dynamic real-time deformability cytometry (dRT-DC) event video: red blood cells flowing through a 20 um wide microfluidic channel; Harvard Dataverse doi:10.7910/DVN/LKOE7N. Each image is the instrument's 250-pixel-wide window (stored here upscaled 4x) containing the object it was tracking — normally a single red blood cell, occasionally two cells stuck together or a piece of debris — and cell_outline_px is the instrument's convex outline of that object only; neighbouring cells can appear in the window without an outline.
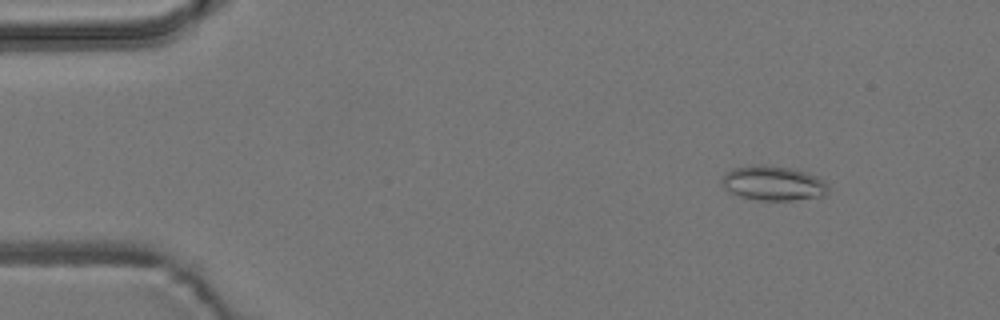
{"species": "common noctule bat (a hibernating species)", "species_latin": "Nyctalus noctula", "temperature_condition": "room temperature", "stored_images_in_passage": 6, "camera_frame_rate_fps": 3000, "um_per_image_px": 0.085, "animal": {"sex": "male", "body_mass_g": 19.2, "forearm_length_mm": 51.8}, "frame": {"image": 1, "passage_image": 2, "time_ms": 1.333, "image_size_px": [1000, 320], "cell_outline_px": [[828, 192], [824, 196], [792, 200], [760, 200], [740, 196], [724, 188], [720, 180], [732, 168], [752, 164], [764, 164], [792, 168], [816, 176], [828, 188]], "centroid_in_image_um": [65.69, 15.56], "position_along_channel_um": 19.3, "area_um2": 21.27}}